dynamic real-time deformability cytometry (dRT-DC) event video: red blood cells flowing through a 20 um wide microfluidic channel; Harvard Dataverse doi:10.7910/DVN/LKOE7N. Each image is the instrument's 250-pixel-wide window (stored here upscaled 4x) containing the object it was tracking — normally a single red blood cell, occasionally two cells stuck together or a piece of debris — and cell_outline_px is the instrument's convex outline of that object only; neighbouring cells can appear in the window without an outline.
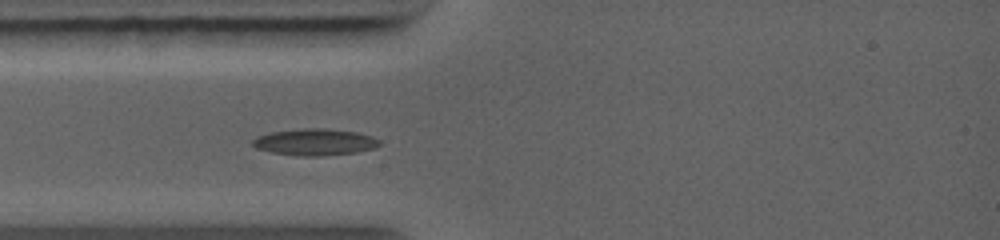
{"species": "common noctule bat (a hibernating species)", "species_latin": "Nyctalus noctula", "temperature_condition": "warm", "stored_images_in_passage": 5, "camera_frame_rate_fps": 5000, "um_per_image_px": 0.085, "animal": {"sex": "female", "body_mass_g": 19.0, "forearm_length_mm": 56.7}, "frame": {"image": 1, "passage_image": 3, "time_ms": 1.8, "image_size_px": [1000, 240], "cell_outline_px": [[380, 144], [376, 148], [356, 152], [324, 156], [296, 156], [272, 152], [256, 148], [252, 144], [252, 140], [260, 136], [272, 132], [304, 128], [324, 128], [356, 132], [372, 136], [380, 140]], "centroid_in_image_um": [26.8, 12.08], "position_along_channel_um": 58.2, "area_um2": 19.65}}
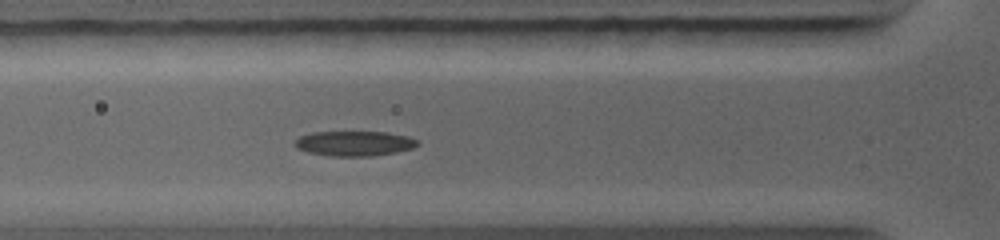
{"frame": {"image": 2, "passage_image": 4, "time_ms": 2.6, "image_size_px": [1000, 240], "cell_outline_px": [[420, 144], [412, 148], [396, 152], [372, 156], [332, 156], [308, 152], [296, 148], [292, 144], [300, 136], [312, 132], [384, 132], [404, 136], [416, 140]], "centroid_in_image_um": [30.06, 12.2], "position_along_channel_um": 95.7, "area_um2": 17.69}}
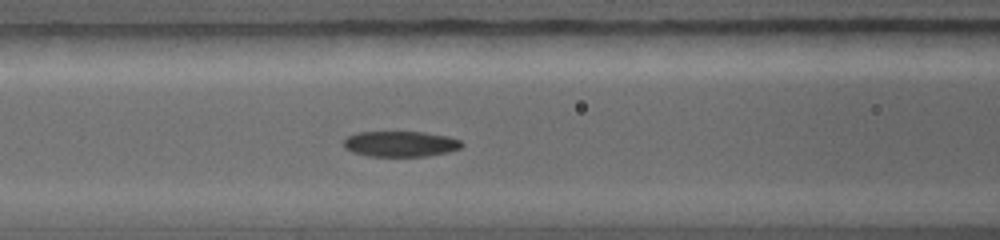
{"frame": {"image": 3, "passage_image": 5, "time_ms": 3.4, "image_size_px": [1000, 240], "cell_outline_px": [[464, 144], [460, 148], [448, 152], [428, 156], [368, 156], [352, 152], [344, 148], [344, 140], [348, 136], [360, 132], [424, 132], [448, 136], [460, 140]], "centroid_in_image_um": [34.05, 12.23], "position_along_channel_um": 132.5, "area_um2": 17.63}}